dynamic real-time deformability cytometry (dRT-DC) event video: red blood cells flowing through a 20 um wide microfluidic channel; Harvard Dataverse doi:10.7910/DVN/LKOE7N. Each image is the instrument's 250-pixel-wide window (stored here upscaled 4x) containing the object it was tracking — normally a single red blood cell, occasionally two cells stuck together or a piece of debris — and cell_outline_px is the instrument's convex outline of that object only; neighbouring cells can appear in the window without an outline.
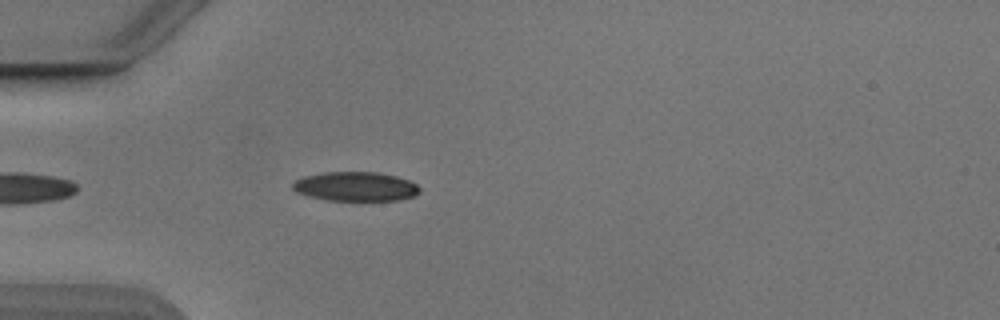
{"species": "Egyptian fruit bat (a non-hibernating species)", "species_latin": "Rousettus aegyptiacus", "temperature_condition": "cold", "stored_images_in_passage": 36, "camera_frame_rate_fps": 3000, "um_per_image_px": 0.085, "animal": {"sex": "male"}, "frame": {"image": 1, "passage_image": 4, "time_ms": 1.0, "image_size_px": [1000, 320], "cell_outline_px": [[420, 192], [416, 196], [400, 200], [328, 200], [308, 196], [296, 192], [292, 188], [292, 184], [296, 180], [304, 176], [324, 172], [380, 172], [396, 176], [408, 180], [416, 184], [420, 188]], "centroid_in_image_um": [30.24, 15.85], "position_along_channel_um": 54.8, "area_um2": 21.73}}
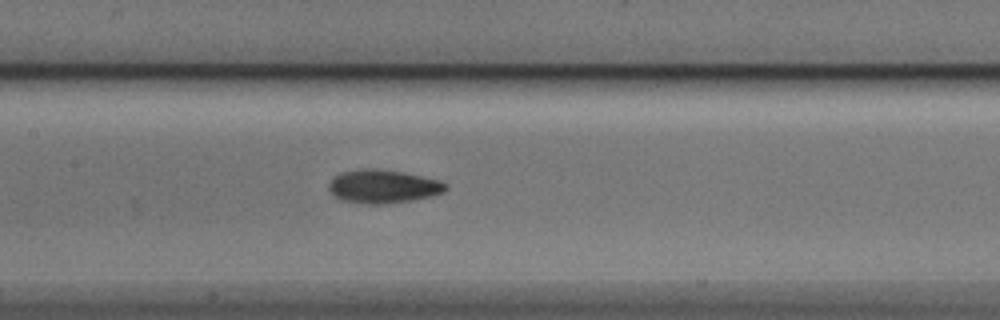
{"frame": {"image": 2, "passage_image": 14, "time_ms": 4.333, "image_size_px": [1000, 320], "cell_outline_px": [[448, 188], [444, 192], [432, 196], [412, 200], [384, 204], [364, 204], [340, 200], [328, 188], [328, 184], [336, 176], [344, 172], [364, 168], [372, 168], [404, 172], [440, 180], [448, 184]], "centroid_in_image_um": [32.61, 15.85], "position_along_channel_um": 174.8, "area_um2": 22.77}}
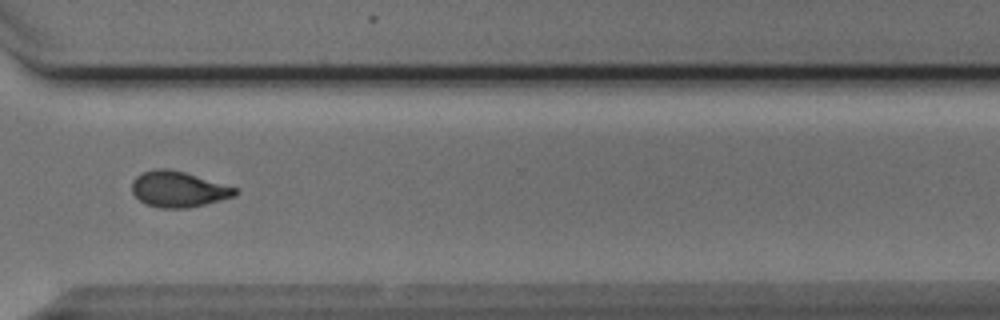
{"frame": {"image": 3, "passage_image": 28, "time_ms": 9.0, "image_size_px": [1000, 320], "cell_outline_px": [[240, 192], [236, 196], [188, 208], [160, 208], [144, 204], [132, 192], [132, 180], [136, 176], [144, 172], [156, 168], [164, 168], [184, 172], [236, 188]], "centroid_in_image_um": [15.14, 16.09], "position_along_channel_um": 355.5, "area_um2": 21.39}, "authors_computed_cell_mechanics": {"area_um2": 21.9351, "velocity_mm_per_s": 3.8728, "shape_relaxation_time_tau1_ms": 4.6929, "shape_relaxation_time_tau2_ms": 2.3176, "deformation_change_tau1": 0.131, "deformation_change_tau2": 0.0777}}